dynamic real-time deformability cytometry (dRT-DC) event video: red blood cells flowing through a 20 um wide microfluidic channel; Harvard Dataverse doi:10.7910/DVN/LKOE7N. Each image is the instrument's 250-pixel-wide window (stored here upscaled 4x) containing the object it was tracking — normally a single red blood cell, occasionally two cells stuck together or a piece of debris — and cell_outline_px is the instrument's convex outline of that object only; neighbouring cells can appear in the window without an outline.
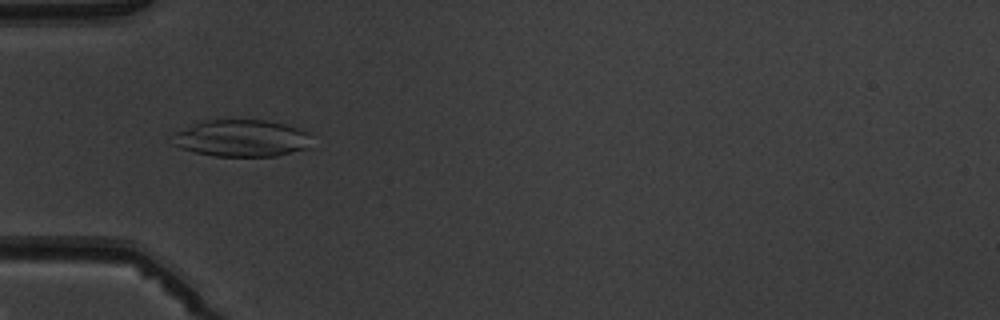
{"species": "common noctule bat (a hibernating species)", "species_latin": "Nyctalus noctula", "temperature_condition": "warm", "stored_images_in_passage": 4, "camera_frame_rate_fps": 3000, "um_per_image_px": 0.085, "animal": {"sex": "male", "body_mass_g": 19.5, "forearm_length_mm": 54.6}, "frame": {"image": 1, "passage_image": 4, "time_ms": 3.667, "image_size_px": [1000, 320], "cell_outline_px": [[312, 148], [276, 156], [216, 156], [196, 152], [180, 148], [172, 144], [168, 136], [200, 120], [264, 120], [284, 124], [300, 128], [308, 132]], "centroid_in_image_um": [20.52, 11.75], "position_along_channel_um": 64.5, "area_um2": 30.4}}